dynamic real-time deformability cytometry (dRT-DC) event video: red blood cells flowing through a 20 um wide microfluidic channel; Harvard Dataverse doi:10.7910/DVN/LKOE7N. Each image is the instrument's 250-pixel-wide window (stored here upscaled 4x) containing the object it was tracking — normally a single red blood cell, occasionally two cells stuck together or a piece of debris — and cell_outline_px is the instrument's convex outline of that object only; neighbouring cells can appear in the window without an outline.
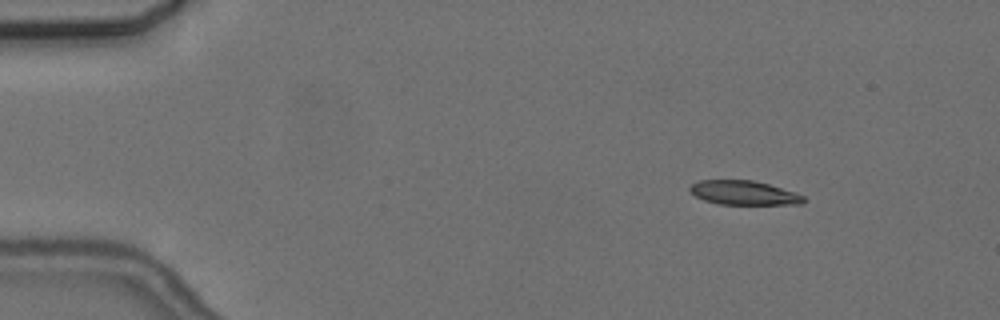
{"species": "common noctule bat (a hibernating species)", "species_latin": "Nyctalus noctula", "temperature_condition": "cold", "stored_images_in_passage": 5, "camera_frame_rate_fps": 3000, "um_per_image_px": 0.085, "animal": {"sex": "female", "body_mass_g": 24.6, "forearm_length_mm": 56.2}, "frame": {"image": 1, "passage_image": 3, "time_ms": 2.333, "image_size_px": [1000, 320], "cell_outline_px": [[808, 200], [804, 204], [720, 204], [704, 200], [696, 196], [688, 188], [692, 184], [700, 180], [752, 180], [768, 184], [796, 192], [804, 196]], "centroid_in_image_um": [63.28, 16.39], "position_along_channel_um": 21.7, "area_um2": 16.01}}
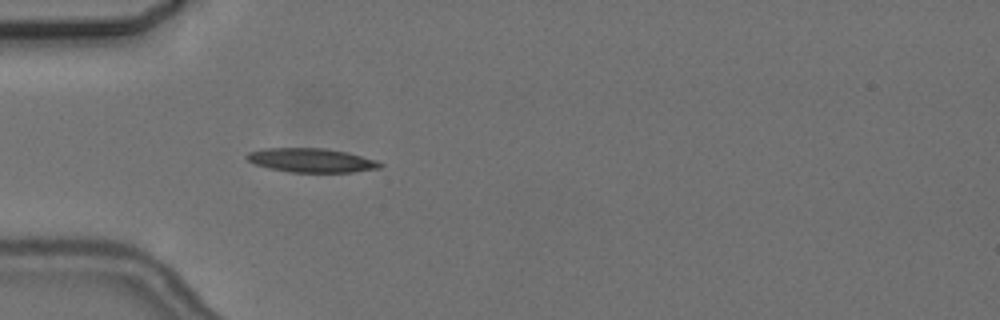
{"frame": {"image": 2, "passage_image": 5, "time_ms": 5.667, "image_size_px": [1000, 320], "cell_outline_px": [[384, 164], [380, 168], [352, 172], [288, 172], [268, 168], [256, 164], [248, 160], [244, 156], [248, 152], [264, 148], [324, 148], [348, 152], [376, 160]], "centroid_in_image_um": [26.46, 13.62], "position_along_channel_um": 58.5, "area_um2": 18.73}}